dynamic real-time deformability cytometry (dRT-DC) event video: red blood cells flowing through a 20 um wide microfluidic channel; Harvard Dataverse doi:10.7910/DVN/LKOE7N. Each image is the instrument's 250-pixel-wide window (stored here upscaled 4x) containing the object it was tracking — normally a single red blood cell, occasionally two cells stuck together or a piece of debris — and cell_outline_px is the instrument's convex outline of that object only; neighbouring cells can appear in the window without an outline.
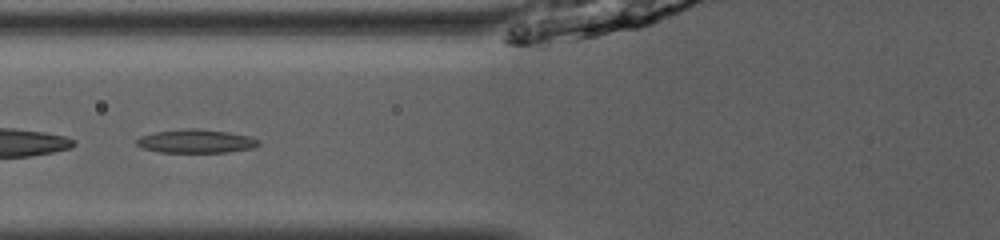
{"species": "common noctule bat (a hibernating species)", "species_latin": "Nyctalus noctula", "temperature_condition": "room temperature", "stored_images_in_passage": 35, "camera_frame_rate_fps": 3000, "um_per_image_px": 0.085, "animal": {"sex": "male", "body_mass_g": 13.0, "forearm_length_mm": 53.1}, "frame": {"image": 1, "passage_image": 7, "time_ms": 2.0, "image_size_px": [1000, 240], "cell_outline_px": [[260, 144], [252, 148], [228, 152], [160, 152], [144, 148], [136, 144], [136, 140], [140, 136], [156, 132], [188, 128], [196, 128], [228, 132], [252, 136], [260, 140]], "centroid_in_image_um": [16.7, 12.0], "position_along_channel_um": 109.1, "area_um2": 16.7}}
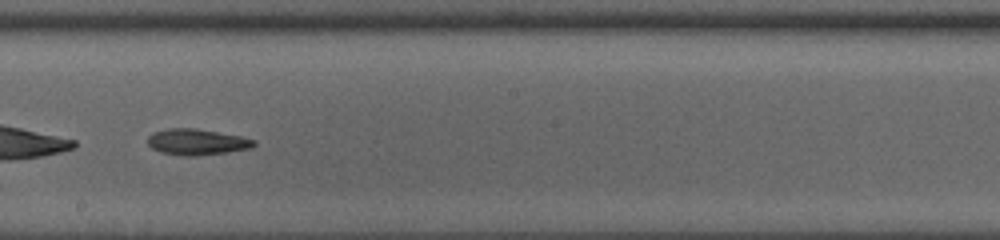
{"frame": {"image": 2, "passage_image": 16, "time_ms": 5.0, "image_size_px": [1000, 240], "cell_outline_px": [[256, 144], [252, 148], [228, 152], [196, 156], [188, 156], [160, 152], [152, 148], [148, 144], [148, 136], [152, 132], [168, 128], [196, 128], [240, 136], [256, 140]], "centroid_in_image_um": [16.74, 12.06], "position_along_channel_um": 231.5, "area_um2": 16.18}}
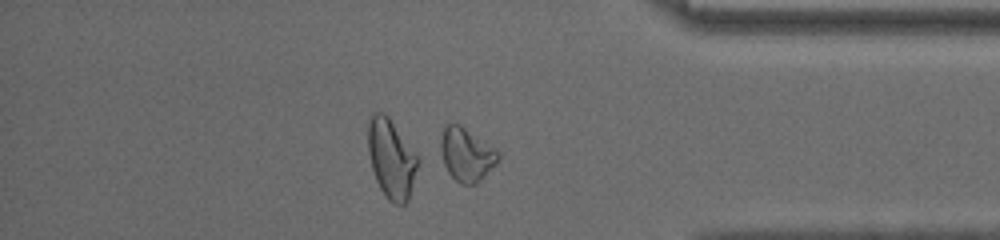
{"frame": {"image": 3, "passage_image": 29, "time_ms": 9.333, "image_size_px": [1000, 240], "cell_outline_px": [[500, 156], [480, 180], [476, 184], [460, 184], [448, 172], [444, 164], [440, 148], [440, 140], [444, 128], [448, 124], [460, 124], [496, 148], [500, 152]], "centroid_in_image_um": [39.64, 13.11], "position_along_channel_um": 395.6, "area_um2": 17.63}, "authors_computed_cell_mechanics": {"area_um2": 16.2996, "velocity_mm_per_s": 4.0558, "shape_relaxation_time_tau1_ms": 4.3939, "shape_relaxation_time_tau2_ms": 5.1715, "deformation_change_tau1": 0.1213, "deformation_change_tau2": 0.117}}